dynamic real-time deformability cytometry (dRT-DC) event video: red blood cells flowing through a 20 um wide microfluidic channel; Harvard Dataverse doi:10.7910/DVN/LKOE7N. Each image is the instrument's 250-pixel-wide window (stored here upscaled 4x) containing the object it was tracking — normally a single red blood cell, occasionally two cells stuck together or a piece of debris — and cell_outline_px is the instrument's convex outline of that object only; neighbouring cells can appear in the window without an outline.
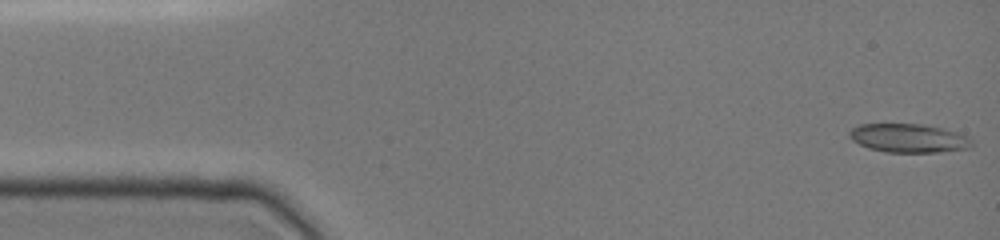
{"species": "common noctule bat (a hibernating species)", "species_latin": "Nyctalus noctula", "temperature_condition": "cold", "stored_images_in_passage": 30, "camera_frame_rate_fps": 3000, "um_per_image_px": 0.085, "animal": {"sex": "female", "body_mass_g": 19.0, "forearm_length_mm": 51.5}, "frame": {"image": 1, "passage_image": 1, "time_ms": 0.0, "image_size_px": [1000, 240], "cell_outline_px": [[972, 148], [936, 152], [884, 152], [868, 148], [852, 140], [848, 136], [848, 132], [852, 128], [860, 124], [920, 124], [940, 128], [956, 132], [972, 140]], "centroid_in_image_um": [77.19, 11.75], "position_along_channel_um": 7.8, "area_um2": 20.35}}
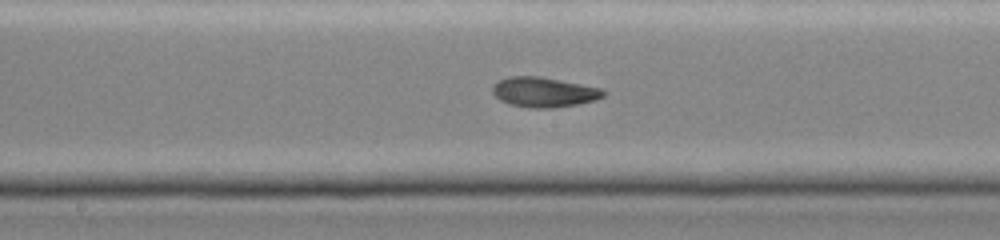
{"frame": {"image": 2, "passage_image": 16, "time_ms": 7.667, "image_size_px": [1000, 240], "cell_outline_px": [[608, 92], [604, 96], [592, 100], [576, 104], [548, 108], [528, 108], [508, 104], [500, 100], [492, 92], [492, 84], [500, 80], [512, 76], [540, 76], [604, 88]], "centroid_in_image_um": [46.23, 7.82], "position_along_channel_um": 202.0, "area_um2": 19.42}}
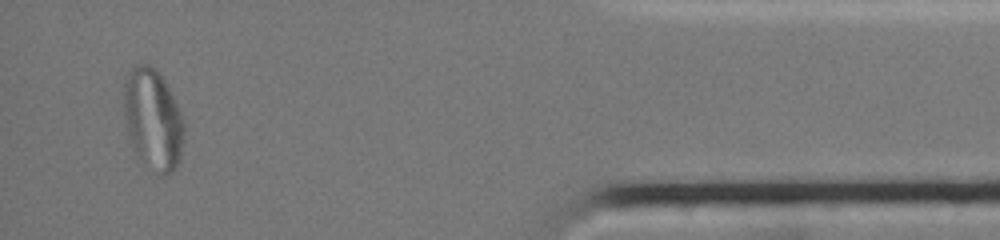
{"frame": {"image": 3, "passage_image": 29, "time_ms": 14.333, "image_size_px": [1000, 240], "cell_outline_px": [[184, 140], [180, 160], [172, 172], [160, 176], [140, 156], [132, 140], [128, 120], [128, 88], [132, 76], [136, 68], [140, 64], [148, 64], [160, 76], [184, 116]], "centroid_in_image_um": [13.17, 10.26], "position_along_channel_um": 422.0, "area_um2": 32.54}, "authors_computed_cell_mechanics": {"area_um2": 19.7676, "velocity_mm_per_s": 4.0401, "shape_relaxation_time_tau1_ms": null, "shape_relaxation_time_tau2_ms": 0.7027, "deformation_change_tau1": null, "deformation_change_tau2": 0.0414}}